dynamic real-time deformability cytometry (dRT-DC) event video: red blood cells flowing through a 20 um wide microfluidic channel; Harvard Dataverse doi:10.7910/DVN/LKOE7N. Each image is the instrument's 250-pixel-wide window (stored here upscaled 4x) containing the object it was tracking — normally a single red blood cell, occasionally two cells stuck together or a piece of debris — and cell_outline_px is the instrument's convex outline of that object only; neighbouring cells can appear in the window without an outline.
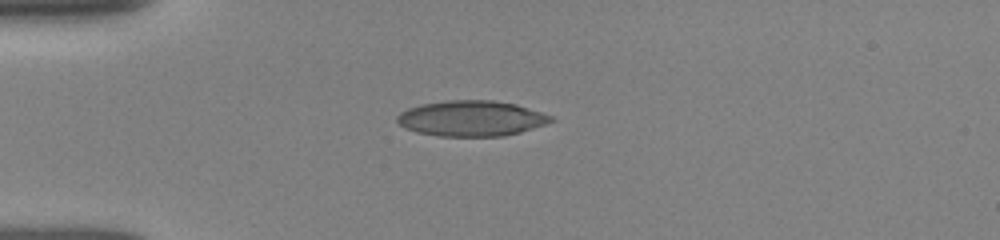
{"species": "human", "species_latin": "Homo sapiens", "temperature_condition": "room temperature", "stored_images_in_passage": 39, "camera_frame_rate_fps": 3000, "um_per_image_px": 0.085, "donor": {"sex": "female"}, "frame": {"image": 1, "passage_image": 1, "time_ms": 0.0, "image_size_px": [1000, 240], "cell_outline_px": [[556, 120], [520, 132], [504, 136], [436, 136], [416, 132], [404, 128], [396, 120], [396, 116], [400, 112], [408, 108], [420, 104], [448, 100], [492, 100], [516, 104], [552, 116]], "centroid_in_image_um": [40.02, 10.06], "position_along_channel_um": 45.0, "area_um2": 31.91}}
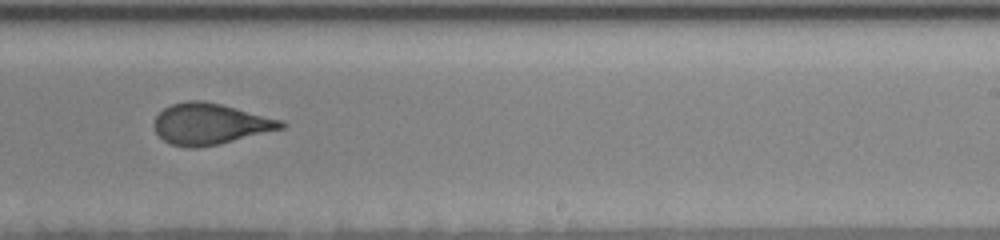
{"frame": {"image": 2, "passage_image": 20, "time_ms": 6.333, "image_size_px": [1000, 240], "cell_outline_px": [[288, 124], [284, 128], [220, 144], [196, 148], [188, 148], [172, 144], [164, 140], [156, 132], [152, 124], [156, 116], [164, 108], [172, 104], [188, 100], [204, 100], [284, 120]], "centroid_in_image_um": [17.87, 10.53], "position_along_channel_um": 271.1, "area_um2": 30.52}}
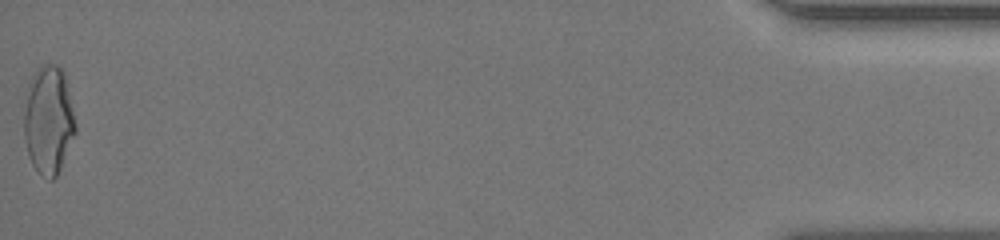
{"frame": {"image": 3, "passage_image": 39, "time_ms": 12.667, "image_size_px": [1000, 240], "cell_outline_px": [[76, 132], [60, 168], [56, 176], [52, 180], [48, 180], [40, 176], [32, 164], [28, 156], [24, 140], [24, 112], [28, 84], [32, 76], [40, 64], [56, 64], [64, 72], [76, 124]], "centroid_in_image_um": [4.11, 10.22], "position_along_channel_um": 431.1, "area_um2": 32.66}, "authors_computed_cell_mechanics": {"area_um2": 30.6918, "velocity_mm_per_s": 3.93, "shape_relaxation_time_tau1_ms": 8.6011, "shape_relaxation_time_tau2_ms": 0.899, "deformation_change_tau1": 0.2152, "deformation_change_tau2": 0.063}}